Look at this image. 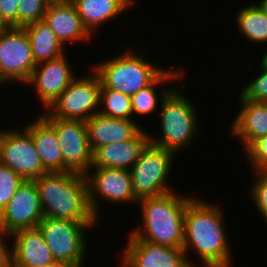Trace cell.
Wrapping results in <instances>:
<instances>
[{
	"label": "cell",
	"instance_id": "22",
	"mask_svg": "<svg viewBox=\"0 0 267 267\" xmlns=\"http://www.w3.org/2000/svg\"><path fill=\"white\" fill-rule=\"evenodd\" d=\"M85 28L91 35L102 24H106L110 20L125 12L134 4V0H70Z\"/></svg>",
	"mask_w": 267,
	"mask_h": 267
},
{
	"label": "cell",
	"instance_id": "24",
	"mask_svg": "<svg viewBox=\"0 0 267 267\" xmlns=\"http://www.w3.org/2000/svg\"><path fill=\"white\" fill-rule=\"evenodd\" d=\"M178 65L176 69H166L152 84L147 86L146 88H143L136 92L135 94L131 95V104H132V112L133 116L140 115V116H146L150 113H155L157 111L156 109L159 108L157 105H159V102L164 98V96L173 88L170 89L166 88L163 90H160L159 97L157 95V89H155L157 86L178 80L181 81L182 79V73L183 69L182 67ZM159 97V98H158ZM158 99L160 101H158Z\"/></svg>",
	"mask_w": 267,
	"mask_h": 267
},
{
	"label": "cell",
	"instance_id": "7",
	"mask_svg": "<svg viewBox=\"0 0 267 267\" xmlns=\"http://www.w3.org/2000/svg\"><path fill=\"white\" fill-rule=\"evenodd\" d=\"M173 151L149 142L138 161L129 170L134 194L138 200L160 196L173 191L166 186L173 166Z\"/></svg>",
	"mask_w": 267,
	"mask_h": 267
},
{
	"label": "cell",
	"instance_id": "2",
	"mask_svg": "<svg viewBox=\"0 0 267 267\" xmlns=\"http://www.w3.org/2000/svg\"><path fill=\"white\" fill-rule=\"evenodd\" d=\"M194 198L169 193L140 199L138 205L142 211V228L135 227L128 240H143L149 243L183 248L184 217L187 204Z\"/></svg>",
	"mask_w": 267,
	"mask_h": 267
},
{
	"label": "cell",
	"instance_id": "19",
	"mask_svg": "<svg viewBox=\"0 0 267 267\" xmlns=\"http://www.w3.org/2000/svg\"><path fill=\"white\" fill-rule=\"evenodd\" d=\"M85 123L92 151L106 144L131 139L144 128L134 120L110 118L99 113Z\"/></svg>",
	"mask_w": 267,
	"mask_h": 267
},
{
	"label": "cell",
	"instance_id": "8",
	"mask_svg": "<svg viewBox=\"0 0 267 267\" xmlns=\"http://www.w3.org/2000/svg\"><path fill=\"white\" fill-rule=\"evenodd\" d=\"M91 71L90 75L76 77L40 115L83 121L96 115L100 107L101 80L93 69Z\"/></svg>",
	"mask_w": 267,
	"mask_h": 267
},
{
	"label": "cell",
	"instance_id": "11",
	"mask_svg": "<svg viewBox=\"0 0 267 267\" xmlns=\"http://www.w3.org/2000/svg\"><path fill=\"white\" fill-rule=\"evenodd\" d=\"M0 163L11 168L25 181H33L47 173L25 128L0 129Z\"/></svg>",
	"mask_w": 267,
	"mask_h": 267
},
{
	"label": "cell",
	"instance_id": "9",
	"mask_svg": "<svg viewBox=\"0 0 267 267\" xmlns=\"http://www.w3.org/2000/svg\"><path fill=\"white\" fill-rule=\"evenodd\" d=\"M42 117L55 129L62 151L63 172L87 174L92 166L93 151L85 121Z\"/></svg>",
	"mask_w": 267,
	"mask_h": 267
},
{
	"label": "cell",
	"instance_id": "16",
	"mask_svg": "<svg viewBox=\"0 0 267 267\" xmlns=\"http://www.w3.org/2000/svg\"><path fill=\"white\" fill-rule=\"evenodd\" d=\"M142 128L133 138L110 143L93 151L91 168H120L130 170L150 142V134ZM147 131V132H146Z\"/></svg>",
	"mask_w": 267,
	"mask_h": 267
},
{
	"label": "cell",
	"instance_id": "32",
	"mask_svg": "<svg viewBox=\"0 0 267 267\" xmlns=\"http://www.w3.org/2000/svg\"><path fill=\"white\" fill-rule=\"evenodd\" d=\"M21 0H0V16L8 27H18V6Z\"/></svg>",
	"mask_w": 267,
	"mask_h": 267
},
{
	"label": "cell",
	"instance_id": "37",
	"mask_svg": "<svg viewBox=\"0 0 267 267\" xmlns=\"http://www.w3.org/2000/svg\"><path fill=\"white\" fill-rule=\"evenodd\" d=\"M265 53H263L264 55H262V57L267 61V50L264 51Z\"/></svg>",
	"mask_w": 267,
	"mask_h": 267
},
{
	"label": "cell",
	"instance_id": "25",
	"mask_svg": "<svg viewBox=\"0 0 267 267\" xmlns=\"http://www.w3.org/2000/svg\"><path fill=\"white\" fill-rule=\"evenodd\" d=\"M237 28L246 40L267 44V16L258 4L243 6L237 13Z\"/></svg>",
	"mask_w": 267,
	"mask_h": 267
},
{
	"label": "cell",
	"instance_id": "5",
	"mask_svg": "<svg viewBox=\"0 0 267 267\" xmlns=\"http://www.w3.org/2000/svg\"><path fill=\"white\" fill-rule=\"evenodd\" d=\"M144 57V53L122 52L110 60L106 59L92 68L100 77L101 88L117 90L133 95L152 84L165 70Z\"/></svg>",
	"mask_w": 267,
	"mask_h": 267
},
{
	"label": "cell",
	"instance_id": "31",
	"mask_svg": "<svg viewBox=\"0 0 267 267\" xmlns=\"http://www.w3.org/2000/svg\"><path fill=\"white\" fill-rule=\"evenodd\" d=\"M245 153L253 172L267 171V135L254 140Z\"/></svg>",
	"mask_w": 267,
	"mask_h": 267
},
{
	"label": "cell",
	"instance_id": "17",
	"mask_svg": "<svg viewBox=\"0 0 267 267\" xmlns=\"http://www.w3.org/2000/svg\"><path fill=\"white\" fill-rule=\"evenodd\" d=\"M43 19L64 46L67 42H85L92 37L70 0L51 1Z\"/></svg>",
	"mask_w": 267,
	"mask_h": 267
},
{
	"label": "cell",
	"instance_id": "12",
	"mask_svg": "<svg viewBox=\"0 0 267 267\" xmlns=\"http://www.w3.org/2000/svg\"><path fill=\"white\" fill-rule=\"evenodd\" d=\"M92 170V171H91ZM91 171V172H90ZM89 173L85 174L88 186L89 206L97 219L100 216V207L98 202L106 200L109 203H134L137 205L130 171L120 168H90ZM93 173V174H92Z\"/></svg>",
	"mask_w": 267,
	"mask_h": 267
},
{
	"label": "cell",
	"instance_id": "6",
	"mask_svg": "<svg viewBox=\"0 0 267 267\" xmlns=\"http://www.w3.org/2000/svg\"><path fill=\"white\" fill-rule=\"evenodd\" d=\"M97 221H69L44 216L38 224L53 258L71 267H84L86 230ZM85 231V232H84Z\"/></svg>",
	"mask_w": 267,
	"mask_h": 267
},
{
	"label": "cell",
	"instance_id": "20",
	"mask_svg": "<svg viewBox=\"0 0 267 267\" xmlns=\"http://www.w3.org/2000/svg\"><path fill=\"white\" fill-rule=\"evenodd\" d=\"M239 104L230 132L240 138L245 150L254 140L267 135V102L249 101L239 95Z\"/></svg>",
	"mask_w": 267,
	"mask_h": 267
},
{
	"label": "cell",
	"instance_id": "14",
	"mask_svg": "<svg viewBox=\"0 0 267 267\" xmlns=\"http://www.w3.org/2000/svg\"><path fill=\"white\" fill-rule=\"evenodd\" d=\"M125 247L119 264L122 267H196L183 248L143 240H127Z\"/></svg>",
	"mask_w": 267,
	"mask_h": 267
},
{
	"label": "cell",
	"instance_id": "18",
	"mask_svg": "<svg viewBox=\"0 0 267 267\" xmlns=\"http://www.w3.org/2000/svg\"><path fill=\"white\" fill-rule=\"evenodd\" d=\"M13 266H42L56 263L38 227L20 229L10 234ZM12 239V240H11Z\"/></svg>",
	"mask_w": 267,
	"mask_h": 267
},
{
	"label": "cell",
	"instance_id": "34",
	"mask_svg": "<svg viewBox=\"0 0 267 267\" xmlns=\"http://www.w3.org/2000/svg\"><path fill=\"white\" fill-rule=\"evenodd\" d=\"M13 267H30V266H13ZM36 267H71L68 264L65 263H54V264H48V265H42V266H36Z\"/></svg>",
	"mask_w": 267,
	"mask_h": 267
},
{
	"label": "cell",
	"instance_id": "30",
	"mask_svg": "<svg viewBox=\"0 0 267 267\" xmlns=\"http://www.w3.org/2000/svg\"><path fill=\"white\" fill-rule=\"evenodd\" d=\"M254 173L255 179L250 184L249 193L255 207L259 210L258 212L267 222V171H257Z\"/></svg>",
	"mask_w": 267,
	"mask_h": 267
},
{
	"label": "cell",
	"instance_id": "35",
	"mask_svg": "<svg viewBox=\"0 0 267 267\" xmlns=\"http://www.w3.org/2000/svg\"><path fill=\"white\" fill-rule=\"evenodd\" d=\"M258 6L262 9L264 14L267 16V0H261Z\"/></svg>",
	"mask_w": 267,
	"mask_h": 267
},
{
	"label": "cell",
	"instance_id": "21",
	"mask_svg": "<svg viewBox=\"0 0 267 267\" xmlns=\"http://www.w3.org/2000/svg\"><path fill=\"white\" fill-rule=\"evenodd\" d=\"M28 123L24 128L32 137L44 169L47 172H63L62 151L55 129L41 115Z\"/></svg>",
	"mask_w": 267,
	"mask_h": 267
},
{
	"label": "cell",
	"instance_id": "3",
	"mask_svg": "<svg viewBox=\"0 0 267 267\" xmlns=\"http://www.w3.org/2000/svg\"><path fill=\"white\" fill-rule=\"evenodd\" d=\"M44 216L69 221H99L88 202L86 177L75 172H47L33 180Z\"/></svg>",
	"mask_w": 267,
	"mask_h": 267
},
{
	"label": "cell",
	"instance_id": "13",
	"mask_svg": "<svg viewBox=\"0 0 267 267\" xmlns=\"http://www.w3.org/2000/svg\"><path fill=\"white\" fill-rule=\"evenodd\" d=\"M44 217L34 181H24L0 213V231L11 234L20 229L36 228Z\"/></svg>",
	"mask_w": 267,
	"mask_h": 267
},
{
	"label": "cell",
	"instance_id": "27",
	"mask_svg": "<svg viewBox=\"0 0 267 267\" xmlns=\"http://www.w3.org/2000/svg\"><path fill=\"white\" fill-rule=\"evenodd\" d=\"M52 0H21L18 6V27L42 20Z\"/></svg>",
	"mask_w": 267,
	"mask_h": 267
},
{
	"label": "cell",
	"instance_id": "23",
	"mask_svg": "<svg viewBox=\"0 0 267 267\" xmlns=\"http://www.w3.org/2000/svg\"><path fill=\"white\" fill-rule=\"evenodd\" d=\"M29 38L32 56L36 64L62 57L65 46L57 39L44 19L23 27Z\"/></svg>",
	"mask_w": 267,
	"mask_h": 267
},
{
	"label": "cell",
	"instance_id": "4",
	"mask_svg": "<svg viewBox=\"0 0 267 267\" xmlns=\"http://www.w3.org/2000/svg\"><path fill=\"white\" fill-rule=\"evenodd\" d=\"M173 87L161 100L158 110L162 135L156 138L150 134V142L177 154L191 145L200 125L193 103L177 86Z\"/></svg>",
	"mask_w": 267,
	"mask_h": 267
},
{
	"label": "cell",
	"instance_id": "15",
	"mask_svg": "<svg viewBox=\"0 0 267 267\" xmlns=\"http://www.w3.org/2000/svg\"><path fill=\"white\" fill-rule=\"evenodd\" d=\"M67 55L38 63L25 85H33L44 110L57 99L76 78Z\"/></svg>",
	"mask_w": 267,
	"mask_h": 267
},
{
	"label": "cell",
	"instance_id": "29",
	"mask_svg": "<svg viewBox=\"0 0 267 267\" xmlns=\"http://www.w3.org/2000/svg\"><path fill=\"white\" fill-rule=\"evenodd\" d=\"M261 73L243 86L240 96L249 101L267 102V61L261 57Z\"/></svg>",
	"mask_w": 267,
	"mask_h": 267
},
{
	"label": "cell",
	"instance_id": "10",
	"mask_svg": "<svg viewBox=\"0 0 267 267\" xmlns=\"http://www.w3.org/2000/svg\"><path fill=\"white\" fill-rule=\"evenodd\" d=\"M36 65L24 28L0 31V86L13 81L27 83Z\"/></svg>",
	"mask_w": 267,
	"mask_h": 267
},
{
	"label": "cell",
	"instance_id": "28",
	"mask_svg": "<svg viewBox=\"0 0 267 267\" xmlns=\"http://www.w3.org/2000/svg\"><path fill=\"white\" fill-rule=\"evenodd\" d=\"M24 181L15 171L0 163V213Z\"/></svg>",
	"mask_w": 267,
	"mask_h": 267
},
{
	"label": "cell",
	"instance_id": "26",
	"mask_svg": "<svg viewBox=\"0 0 267 267\" xmlns=\"http://www.w3.org/2000/svg\"><path fill=\"white\" fill-rule=\"evenodd\" d=\"M99 114L118 119L133 120L131 96L114 89L101 88ZM103 106V107H101Z\"/></svg>",
	"mask_w": 267,
	"mask_h": 267
},
{
	"label": "cell",
	"instance_id": "36",
	"mask_svg": "<svg viewBox=\"0 0 267 267\" xmlns=\"http://www.w3.org/2000/svg\"><path fill=\"white\" fill-rule=\"evenodd\" d=\"M8 26L2 21V18L0 16V31H2L3 29L7 28Z\"/></svg>",
	"mask_w": 267,
	"mask_h": 267
},
{
	"label": "cell",
	"instance_id": "33",
	"mask_svg": "<svg viewBox=\"0 0 267 267\" xmlns=\"http://www.w3.org/2000/svg\"><path fill=\"white\" fill-rule=\"evenodd\" d=\"M5 238L10 234L0 231V267H13L12 244L9 246Z\"/></svg>",
	"mask_w": 267,
	"mask_h": 267
},
{
	"label": "cell",
	"instance_id": "1",
	"mask_svg": "<svg viewBox=\"0 0 267 267\" xmlns=\"http://www.w3.org/2000/svg\"><path fill=\"white\" fill-rule=\"evenodd\" d=\"M220 206L193 198L186 206L183 250H194L202 267H231L232 253ZM192 248V249H191Z\"/></svg>",
	"mask_w": 267,
	"mask_h": 267
}]
</instances>
